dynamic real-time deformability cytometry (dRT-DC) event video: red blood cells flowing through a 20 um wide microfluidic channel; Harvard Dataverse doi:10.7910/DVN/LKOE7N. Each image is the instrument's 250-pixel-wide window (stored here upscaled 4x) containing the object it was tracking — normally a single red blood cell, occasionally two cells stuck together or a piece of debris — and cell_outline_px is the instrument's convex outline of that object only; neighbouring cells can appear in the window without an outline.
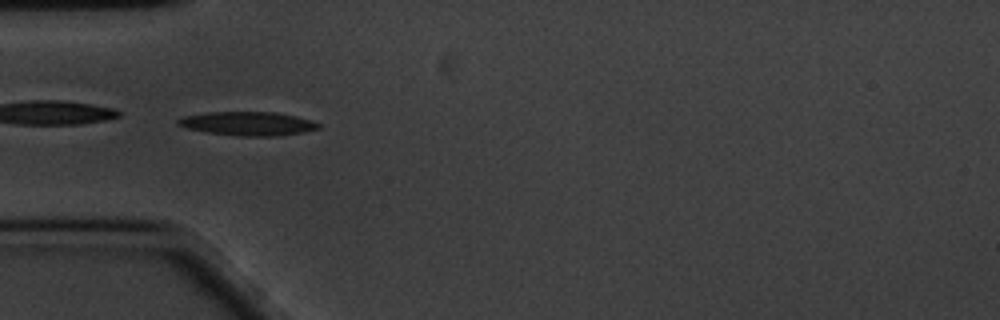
{"species": "common noctule bat (a hibernating species)", "species_latin": "Nyctalus noctula", "temperature_condition": "cold", "stored_images_in_passage": 58, "camera_frame_rate_fps": 3000, "um_per_image_px": 0.085, "animal": {"sex": "male", "body_mass_g": 20.1, "forearm_length_mm": 53.5}, "frame": {"image": 1, "passage_image": 17, "time_ms": 5.333, "image_size_px": [1000, 320], "cell_outline_px": [[320, 128], [304, 132], [276, 136], [240, 136], [208, 132], [188, 128], [176, 124], [176, 120], [184, 116], [208, 112], [276, 112], [296, 116], [312, 120], [320, 124]], "centroid_in_image_um": [21.1, 10.5], "position_along_channel_um": 63.9, "area_um2": 19.42}}
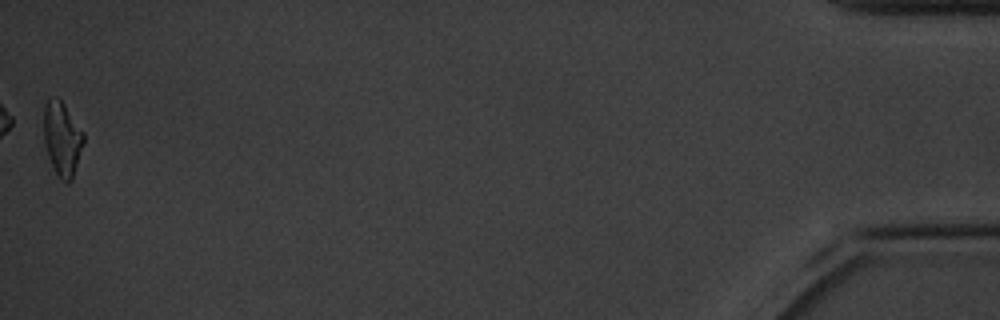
{"frame": {"image": 2, "passage_image": 58, "time_ms": 19.0, "image_size_px": [1000, 320], "cell_outline_px": [[84, 144], [72, 180], [68, 184], [64, 184], [60, 180], [48, 156], [44, 144], [44, 104], [48, 100], [56, 96], [64, 104], [84, 132]], "centroid_in_image_um": [5.3, 11.82], "position_along_channel_um": 429.9, "area_um2": 17.34}, "authors_computed_cell_mechanics": {"area_um2": 18.2937, "velocity_mm_per_s": 3.3803, "shape_relaxation_time_tau1_ms": 2.9071, "shape_relaxation_time_tau2_ms": 10.0645, "deformation_change_tau1": 0.113, "deformation_change_tau2": 0.2179}}